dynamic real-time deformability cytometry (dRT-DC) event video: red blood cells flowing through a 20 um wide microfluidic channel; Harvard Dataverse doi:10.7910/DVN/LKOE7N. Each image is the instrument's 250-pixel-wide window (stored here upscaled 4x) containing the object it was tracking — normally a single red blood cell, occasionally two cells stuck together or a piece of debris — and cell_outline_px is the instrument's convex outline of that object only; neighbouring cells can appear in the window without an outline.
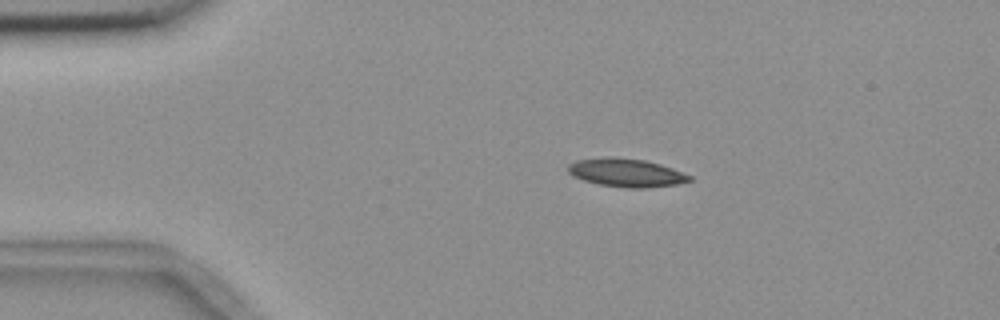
{"species": "common noctule bat (a hibernating species)", "species_latin": "Nyctalus noctula", "temperature_condition": "room temperature", "stored_images_in_passage": 8, "camera_frame_rate_fps": 3000, "um_per_image_px": 0.085, "animal": {"sex": "female", "body_mass_g": 18.4}, "frame": {"image": 1, "passage_image": 2, "time_ms": 1.333, "image_size_px": [1000, 320], "cell_outline_px": [[692, 180], [676, 184], [644, 188], [628, 188], [600, 184], [584, 180], [572, 176], [568, 172], [568, 164], [576, 160], [604, 156], [612, 156], [644, 160], [660, 164], [672, 168], [692, 176]], "centroid_in_image_um": [53.2, 14.66], "position_along_channel_um": 31.8, "area_um2": 20.06}}
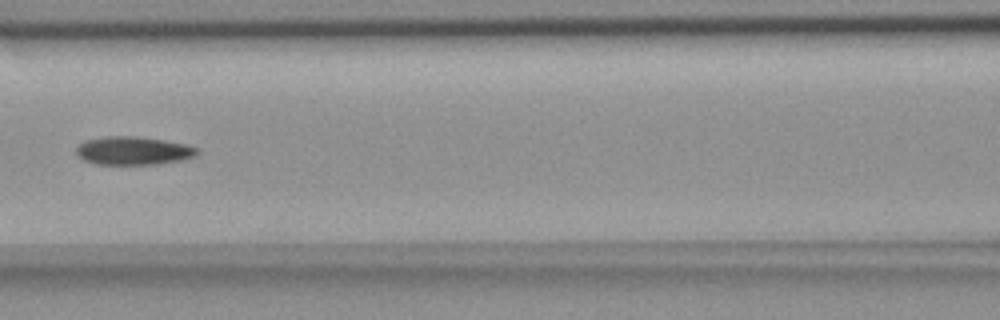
{"frame": {"image": 2, "passage_image": 6, "time_ms": 6.0, "image_size_px": [1000, 320], "cell_outline_px": [[200, 152], [196, 156], [184, 160], [156, 164], [96, 164], [84, 160], [76, 152], [76, 148], [80, 144], [88, 140], [108, 136], [136, 136], [184, 144], [196, 148]], "centroid_in_image_um": [11.36, 12.82], "position_along_channel_um": 155.2, "area_um2": 19.65}}
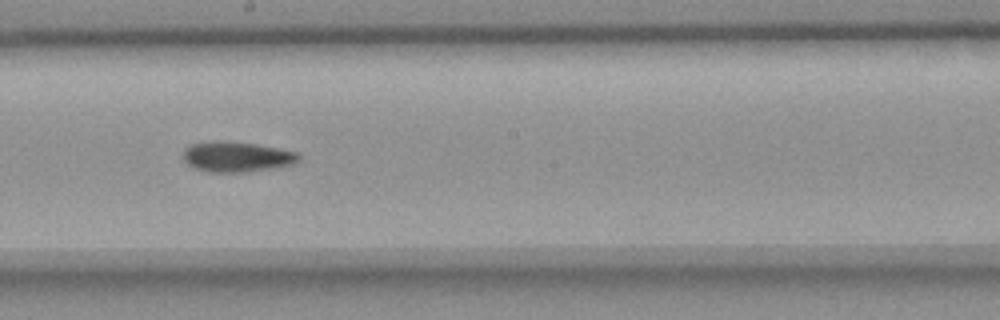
{"frame": {"image": 3, "passage_image": 8, "time_ms": 8.0, "image_size_px": [1000, 320], "cell_outline_px": [[300, 160], [296, 164], [276, 168], [244, 172], [208, 172], [192, 168], [184, 160], [184, 148], [192, 144], [216, 140], [220, 140], [256, 144], [296, 152], [300, 156]], "centroid_in_image_um": [20.13, 13.33], "position_along_channel_um": 228.1, "area_um2": 20.58}}